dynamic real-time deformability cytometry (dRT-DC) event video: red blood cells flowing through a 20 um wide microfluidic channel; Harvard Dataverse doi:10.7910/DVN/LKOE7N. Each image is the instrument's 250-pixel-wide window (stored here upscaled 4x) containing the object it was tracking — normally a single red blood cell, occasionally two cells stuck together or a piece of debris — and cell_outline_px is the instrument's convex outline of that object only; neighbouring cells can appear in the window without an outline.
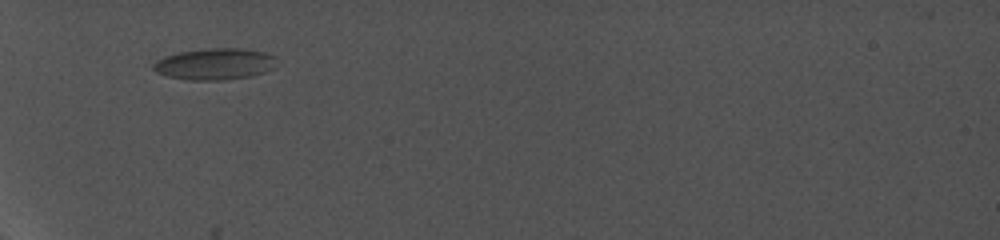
{"species": "common noctule bat (a hibernating species)", "species_latin": "Nyctalus noctula", "temperature_condition": "cold", "stored_images_in_passage": 6, "camera_frame_rate_fps": 5000, "um_per_image_px": 0.085, "animal": {"sex": "female", "body_mass_g": 19.0, "forearm_length_mm": 56.7}, "frame": {"image": 1, "passage_image": 1, "time_ms": 0.0, "image_size_px": [1000, 240], "cell_outline_px": [[276, 68], [252, 76], [224, 80], [188, 80], [168, 76], [156, 72], [152, 68], [152, 64], [156, 60], [164, 56], [180, 52], [208, 48], [240, 48], [264, 52], [276, 56]], "centroid_in_image_um": [18.28, 5.44], "position_along_channel_um": 66.7, "area_um2": 22.83}}